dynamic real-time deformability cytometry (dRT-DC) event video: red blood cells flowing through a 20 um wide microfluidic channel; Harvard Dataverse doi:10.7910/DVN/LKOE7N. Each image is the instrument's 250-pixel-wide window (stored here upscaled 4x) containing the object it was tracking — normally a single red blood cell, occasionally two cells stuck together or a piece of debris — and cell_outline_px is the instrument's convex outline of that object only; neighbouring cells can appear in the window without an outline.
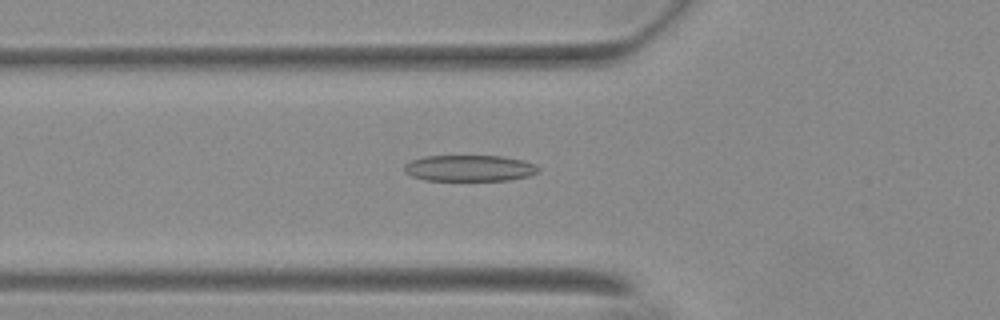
{"species": "Egyptian fruit bat (a non-hibernating species)", "species_latin": "Rousettus aegyptiacus", "temperature_condition": "warm", "stored_images_in_passage": 45, "camera_frame_rate_fps": 3000, "um_per_image_px": 0.085, "animal": {"sex": "female"}, "frame": {"image": 1, "passage_image": 10, "time_ms": 3.0, "image_size_px": [1000, 320], "cell_outline_px": [[540, 168], [536, 172], [528, 176], [508, 180], [424, 180], [412, 176], [404, 172], [404, 164], [412, 160], [424, 156], [500, 156], [524, 160], [536, 164]], "centroid_in_image_um": [39.89, 14.29], "position_along_channel_um": 85.9, "area_um2": 20.46}}
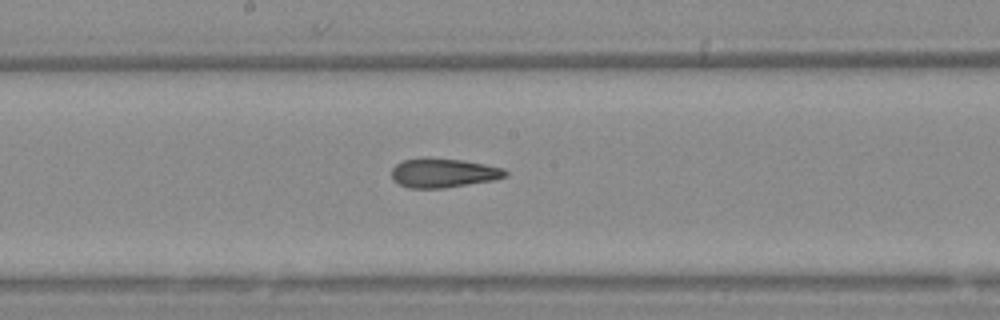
{"frame": {"image": 2, "passage_image": 20, "time_ms": 6.333, "image_size_px": [1000, 320], "cell_outline_px": [[508, 176], [492, 180], [444, 188], [408, 188], [400, 184], [392, 176], [392, 168], [396, 164], [404, 160], [420, 156], [428, 156], [464, 160], [504, 168], [508, 172]], "centroid_in_image_um": [37.68, 14.67], "position_along_channel_um": 210.5, "area_um2": 19.59}}
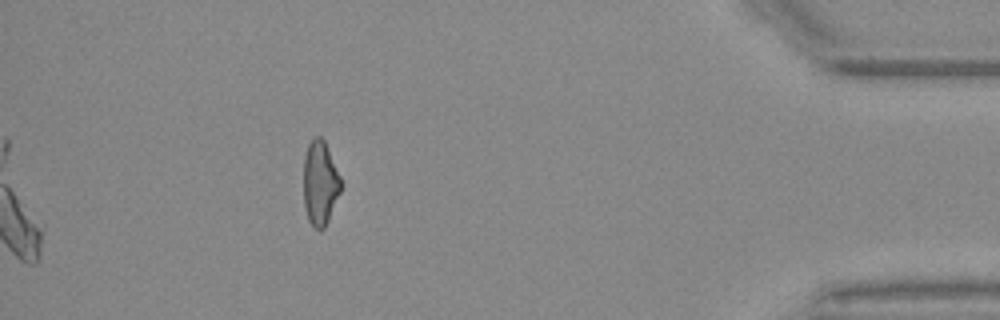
{"frame": {"image": 3, "passage_image": 40, "time_ms": 13.0, "image_size_px": [1000, 320], "cell_outline_px": [[344, 184], [328, 220], [324, 228], [312, 228], [308, 220], [304, 204], [304, 156], [308, 144], [312, 136], [320, 136], [324, 140]], "centroid_in_image_um": [27.22, 15.54], "position_along_channel_um": 408.0, "area_um2": 18.55}, "authors_computed_cell_mechanics": {"area_um2": 19.2474, "velocity_mm_per_s": 3.7253, "shape_relaxation_time_tau1_ms": 8.0592, "shape_relaxation_time_tau2_ms": 2.4532, "deformation_change_tau1": 0.2181, "deformation_change_tau2": 0.1189}}